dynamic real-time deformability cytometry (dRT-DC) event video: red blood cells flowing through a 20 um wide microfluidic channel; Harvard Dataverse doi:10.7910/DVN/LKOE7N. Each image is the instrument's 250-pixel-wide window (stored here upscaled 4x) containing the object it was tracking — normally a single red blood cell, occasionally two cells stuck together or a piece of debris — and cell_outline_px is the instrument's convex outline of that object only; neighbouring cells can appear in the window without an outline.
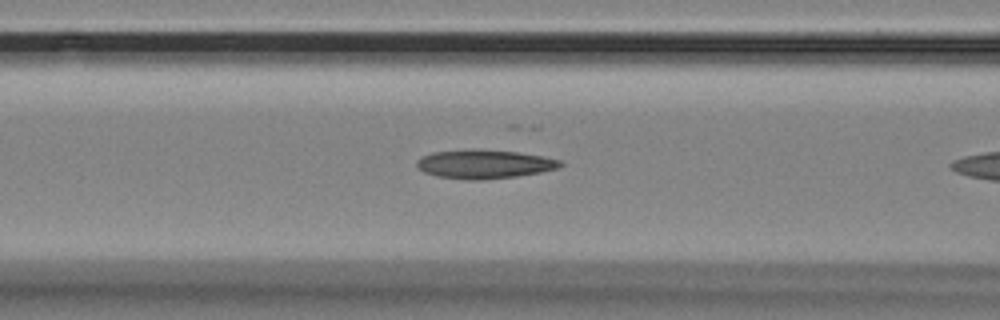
{"species": "Egyptian fruit bat (a non-hibernating species)", "species_latin": "Rousettus aegyptiacus", "temperature_condition": "room temperature", "stored_images_in_passage": 15, "camera_frame_rate_fps": 3000, "um_per_image_px": 0.085, "animal": {"sex": "female"}, "frame": {"image": 1, "passage_image": 13, "time_ms": 4.0, "image_size_px": [1000, 320], "cell_outline_px": [[564, 164], [556, 168], [540, 172], [516, 176], [484, 180], [464, 180], [436, 176], [424, 172], [416, 168], [416, 160], [432, 152], [472, 148], [476, 148], [520, 152], [560, 160]], "centroid_in_image_um": [41.11, 13.94], "position_along_channel_um": 125.5, "area_um2": 24.39}}